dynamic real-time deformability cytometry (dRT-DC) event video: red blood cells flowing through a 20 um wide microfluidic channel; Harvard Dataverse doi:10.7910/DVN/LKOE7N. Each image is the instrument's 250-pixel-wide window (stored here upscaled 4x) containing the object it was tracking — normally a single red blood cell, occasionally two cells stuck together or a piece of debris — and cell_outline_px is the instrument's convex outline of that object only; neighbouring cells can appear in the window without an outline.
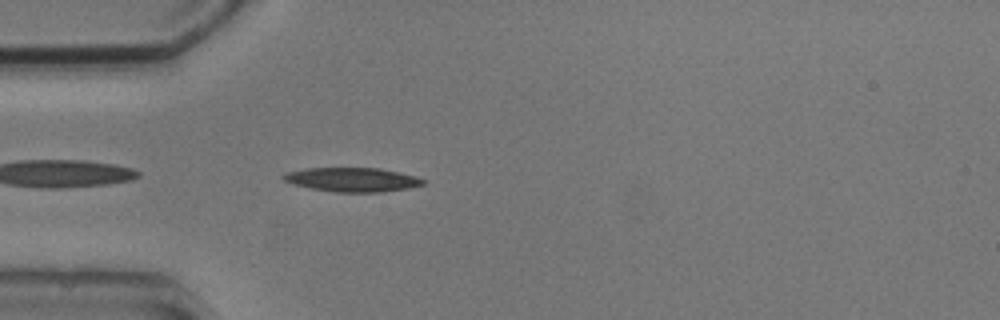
{"species": "common noctule bat (a hibernating species)", "species_latin": "Nyctalus noctula", "temperature_condition": "cold", "stored_images_in_passage": 3, "camera_frame_rate_fps": 3000, "um_per_image_px": 0.085, "animal": {"sex": "male", "body_mass_g": 20.5, "forearm_length_mm": 52.5}, "frame": {"image": 1, "passage_image": 3, "time_ms": 2.0, "image_size_px": [1000, 320], "cell_outline_px": [[424, 184], [408, 188], [380, 192], [336, 192], [312, 188], [296, 184], [284, 180], [280, 176], [288, 172], [308, 168], [380, 168], [416, 176], [424, 180]], "centroid_in_image_um": [29.97, 15.26], "position_along_channel_um": 55.0, "area_um2": 19.31}}